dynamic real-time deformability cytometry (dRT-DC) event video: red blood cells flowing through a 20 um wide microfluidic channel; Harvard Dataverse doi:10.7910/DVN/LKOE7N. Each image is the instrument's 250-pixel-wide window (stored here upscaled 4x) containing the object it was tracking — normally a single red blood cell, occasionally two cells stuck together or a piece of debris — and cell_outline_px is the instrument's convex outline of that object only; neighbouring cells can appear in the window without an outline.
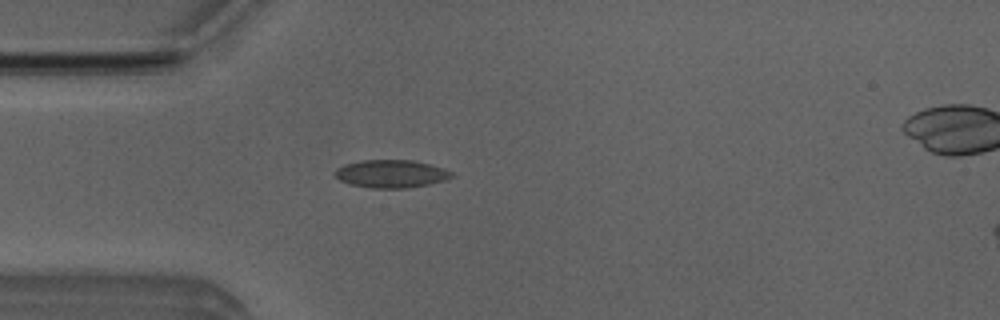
{"species": "Egyptian fruit bat (a non-hibernating species)", "species_latin": "Rousettus aegyptiacus", "temperature_condition": "room temperature", "stored_images_in_passage": 39, "camera_frame_rate_fps": 3000, "um_per_image_px": 0.085, "animal": {"sex": "male"}, "frame": {"image": 1, "passage_image": 8, "time_ms": 2.333, "image_size_px": [1000, 320], "cell_outline_px": [[456, 176], [444, 180], [428, 184], [408, 188], [372, 188], [348, 184], [340, 180], [336, 176], [336, 168], [344, 164], [360, 160], [412, 160], [444, 168], [452, 172]], "centroid_in_image_um": [33.25, 14.77], "position_along_channel_um": 51.8, "area_um2": 18.96}}
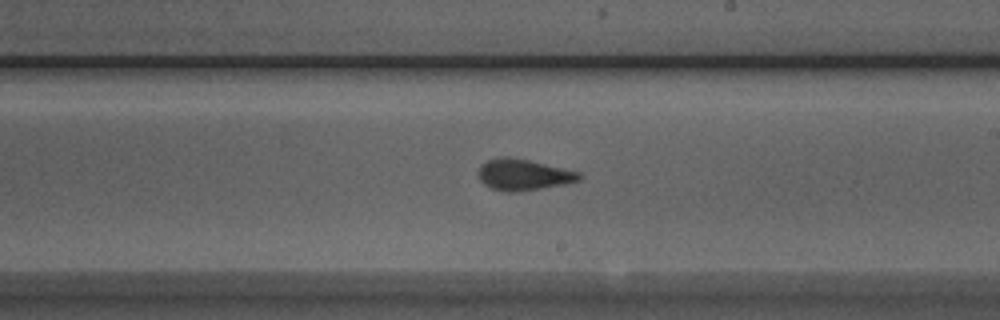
{"frame": {"image": 2, "passage_image": 23, "time_ms": 7.333, "image_size_px": [1000, 320], "cell_outline_px": [[584, 176], [580, 180], [564, 184], [516, 192], [508, 192], [492, 188], [484, 184], [480, 180], [476, 172], [488, 160], [500, 156], [508, 156], [528, 160], [580, 172]], "centroid_in_image_um": [44.49, 14.84], "position_along_channel_um": 244.5, "area_um2": 18.21}}
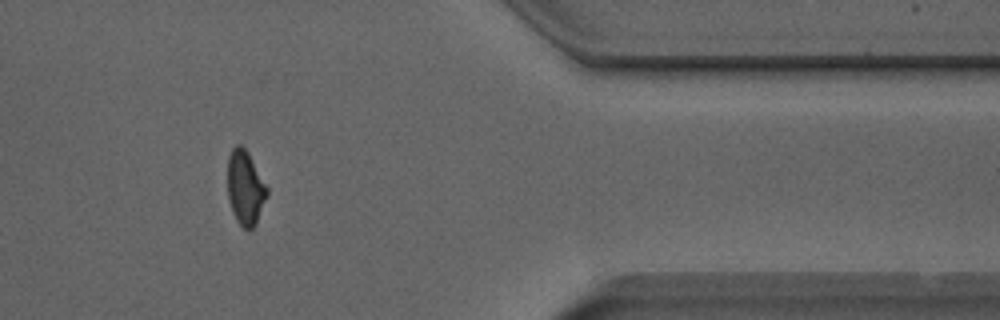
{"frame": {"image": 3, "passage_image": 36, "time_ms": 11.667, "image_size_px": [1000, 320], "cell_outline_px": [[268, 196], [256, 224], [248, 232], [236, 220], [228, 196], [228, 156], [232, 148], [236, 144], [240, 144], [248, 152], [268, 188]], "centroid_in_image_um": [20.86, 15.96], "position_along_channel_um": 390.5, "area_um2": 17.11}, "authors_computed_cell_mechanics": {"area_um2": 18.0336, "velocity_mm_per_s": 3.9869, "shape_relaxation_time_tau1_ms": 3.4857, "shape_relaxation_time_tau2_ms": 1.255, "deformation_change_tau1": 0.1209, "deformation_change_tau2": 0.087}}